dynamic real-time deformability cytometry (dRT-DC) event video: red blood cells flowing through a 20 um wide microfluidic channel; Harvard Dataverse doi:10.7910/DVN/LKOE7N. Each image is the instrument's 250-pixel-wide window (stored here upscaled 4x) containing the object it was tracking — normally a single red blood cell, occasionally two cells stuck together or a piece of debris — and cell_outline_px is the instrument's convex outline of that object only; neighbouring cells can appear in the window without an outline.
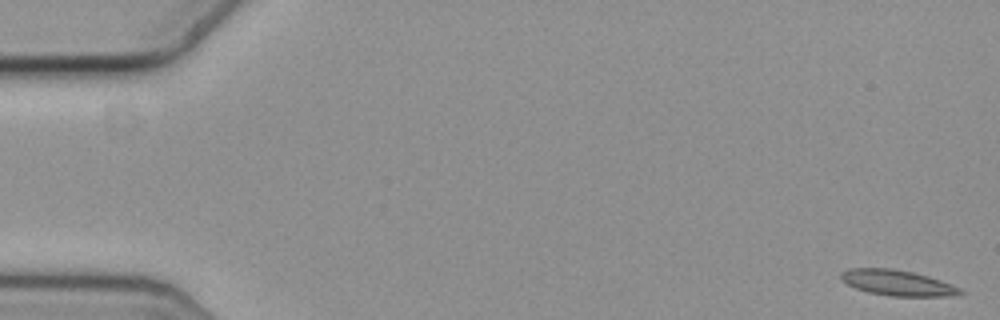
{"species": "common noctule bat (a hibernating species)", "species_latin": "Nyctalus noctula", "temperature_condition": "cold", "stored_images_in_passage": 18, "camera_frame_rate_fps": 3000, "um_per_image_px": 0.085, "animal": {"sex": "female", "body_mass_g": 19.3, "forearm_length_mm": 54.1}, "frame": {"image": 1, "passage_image": 1, "time_ms": 0.0, "image_size_px": [1000, 320], "cell_outline_px": [[964, 292], [952, 296], [888, 296], [868, 292], [856, 288], [840, 280], [840, 272], [848, 268], [892, 268], [912, 272], [928, 276], [940, 280], [960, 288]], "centroid_in_image_um": [76.23, 24.03], "position_along_channel_um": 8.8, "area_um2": 17.8}}